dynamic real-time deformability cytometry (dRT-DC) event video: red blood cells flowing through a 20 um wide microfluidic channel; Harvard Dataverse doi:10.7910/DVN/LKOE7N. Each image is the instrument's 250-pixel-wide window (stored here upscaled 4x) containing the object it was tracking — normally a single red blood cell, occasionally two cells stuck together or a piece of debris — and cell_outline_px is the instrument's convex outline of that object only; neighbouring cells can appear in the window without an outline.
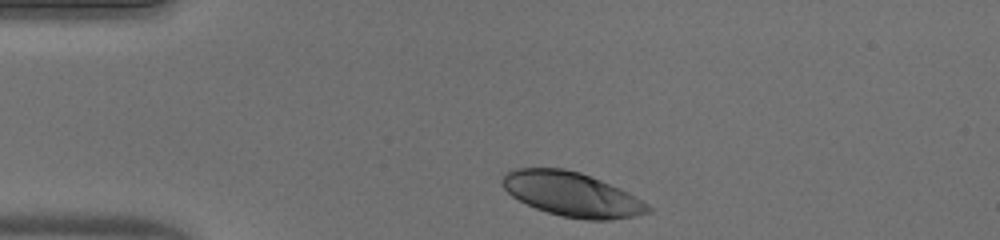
{"species": "human", "species_latin": "Homo sapiens", "temperature_condition": "warm", "stored_images_in_passage": 33, "camera_frame_rate_fps": 3000, "um_per_image_px": 0.085, "donor": {"sex": "male"}, "frame": {"image": 1, "passage_image": 1, "time_ms": 0.0, "image_size_px": [1000, 240], "cell_outline_px": [[652, 212], [612, 220], [588, 220], [564, 216], [548, 212], [536, 208], [512, 196], [504, 188], [500, 180], [504, 172], [516, 168], [564, 168], [580, 172], [620, 188], [628, 192], [648, 204], [652, 208]], "centroid_in_image_um": [48.61, 16.5], "position_along_channel_um": 36.4, "area_um2": 37.45}}
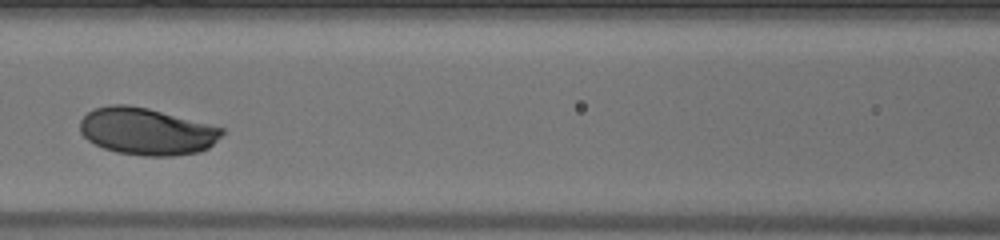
{"frame": {"image": 2, "passage_image": 13, "time_ms": 4.0, "image_size_px": [1000, 240], "cell_outline_px": [[224, 132], [208, 148], [200, 152], [172, 156], [144, 156], [116, 152], [104, 148], [88, 140], [80, 132], [80, 120], [88, 112], [96, 108], [112, 104], [128, 104], [148, 108], [224, 128]], "centroid_in_image_um": [12.46, 11.17], "position_along_channel_um": 154.1, "area_um2": 38.78}}
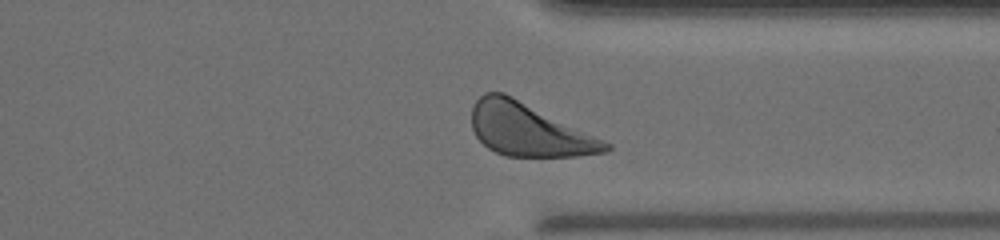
{"frame": {"image": 3, "passage_image": 29, "time_ms": 9.333, "image_size_px": [1000, 240], "cell_outline_px": [[612, 148], [608, 152], [576, 156], [504, 156], [488, 148], [476, 136], [472, 128], [472, 104], [484, 92], [504, 92], [604, 140], [612, 144]], "centroid_in_image_um": [44.93, 11.03], "position_along_channel_um": 366.5, "area_um2": 40.98}, "authors_computed_cell_mechanics": {"area_um2": 38.8416, "velocity_mm_per_s": 3.9901, "shape_relaxation_time_tau1_ms": 2.1549, "shape_relaxation_time_tau2_ms": null, "deformation_change_tau1": 0.1369, "deformation_change_tau2": null}}